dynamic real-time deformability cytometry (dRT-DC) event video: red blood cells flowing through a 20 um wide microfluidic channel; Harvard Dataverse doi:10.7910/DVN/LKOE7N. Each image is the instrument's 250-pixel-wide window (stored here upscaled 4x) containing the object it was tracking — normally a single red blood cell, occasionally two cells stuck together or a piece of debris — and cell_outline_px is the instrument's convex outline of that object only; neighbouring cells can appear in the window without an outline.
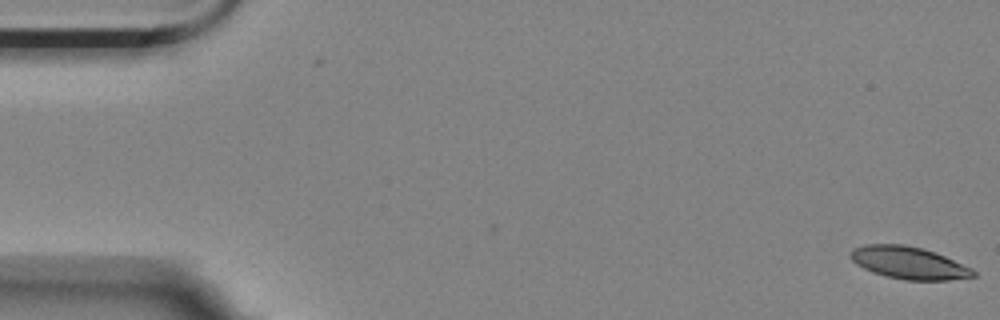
{"species": "Egyptian fruit bat (a non-hibernating species)", "species_latin": "Rousettus aegyptiacus", "temperature_condition": "room temperature", "stored_images_in_passage": 8, "camera_frame_rate_fps": 3000, "um_per_image_px": 0.085, "animal": {"sex": "female"}, "frame": {"image": 1, "passage_image": 1, "time_ms": 0.0, "image_size_px": [1000, 320], "cell_outline_px": [[976, 276], [948, 280], [904, 280], [872, 272], [856, 264], [852, 260], [852, 248], [864, 244], [904, 244], [920, 248], [944, 256], [972, 268], [976, 272]], "centroid_in_image_um": [77.25, 22.34], "position_along_channel_um": 7.8, "area_um2": 22.83}}